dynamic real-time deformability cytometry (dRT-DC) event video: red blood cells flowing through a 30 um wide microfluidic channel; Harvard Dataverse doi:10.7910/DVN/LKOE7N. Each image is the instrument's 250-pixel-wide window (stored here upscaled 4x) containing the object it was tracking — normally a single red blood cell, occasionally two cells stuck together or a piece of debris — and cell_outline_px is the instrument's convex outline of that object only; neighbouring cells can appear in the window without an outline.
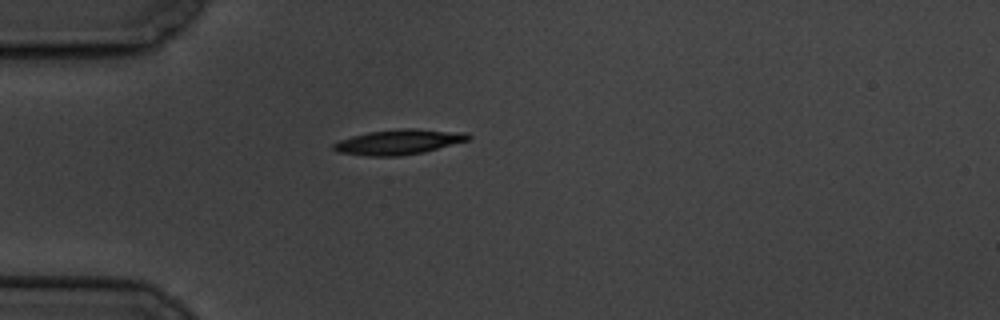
{"species": "common noctule bat (a hibernating species)", "species_latin": "Nyctalus noctula", "temperature_condition": "cold", "stored_images_in_passage": 1, "camera_frame_rate_fps": 3000, "um_per_image_px": 0.085, "animal": {"sex": "male", "body_mass_g": 19.5, "forearm_length_mm": 54.6}, "frame": {"image": 1, "passage_image": 1, "time_ms": 0.0, "image_size_px": [1000, 320], "cell_outline_px": [[472, 136], [468, 140], [424, 152], [400, 156], [368, 156], [336, 152], [332, 148], [332, 144], [340, 140], [352, 136], [368, 132], [404, 128], [412, 128], [468, 132]], "centroid_in_image_um": [33.9, 12.06], "position_along_channel_um": 51.1, "area_um2": 19.77}}